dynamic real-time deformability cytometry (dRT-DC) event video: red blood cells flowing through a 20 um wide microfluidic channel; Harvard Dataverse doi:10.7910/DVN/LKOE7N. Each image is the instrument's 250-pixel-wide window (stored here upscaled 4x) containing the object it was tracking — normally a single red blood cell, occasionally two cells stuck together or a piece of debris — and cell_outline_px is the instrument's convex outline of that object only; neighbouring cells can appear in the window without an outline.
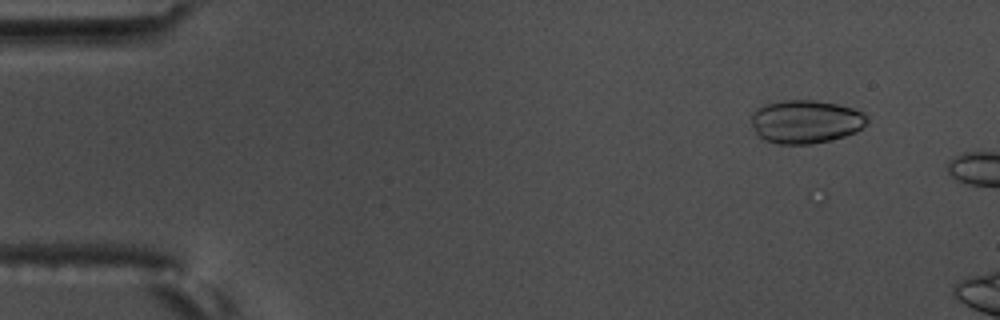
{"species": "common noctule bat (a hibernating species)", "species_latin": "Nyctalus noctula", "temperature_condition": "warm", "stored_images_in_passage": 10, "camera_frame_rate_fps": 3000, "um_per_image_px": 0.085, "animal": {"sex": "male", "body_mass_g": 17.5, "forearm_length_mm": 52.3}, "frame": {"image": 1, "passage_image": 6, "time_ms": 1.667, "image_size_px": [1000, 320], "cell_outline_px": [[868, 120], [856, 132], [832, 140], [812, 144], [780, 144], [764, 140], [756, 132], [752, 124], [752, 112], [764, 104], [784, 100], [816, 100], [836, 104], [852, 108], [864, 112], [868, 116]], "centroid_in_image_um": [68.49, 10.34], "position_along_channel_um": 16.5, "area_um2": 29.25}}